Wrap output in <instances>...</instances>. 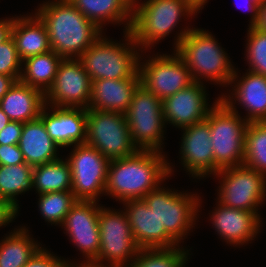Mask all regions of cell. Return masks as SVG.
I'll return each instance as SVG.
<instances>
[{"instance_id":"obj_1","label":"cell","mask_w":266,"mask_h":267,"mask_svg":"<svg viewBox=\"0 0 266 267\" xmlns=\"http://www.w3.org/2000/svg\"><path fill=\"white\" fill-rule=\"evenodd\" d=\"M165 152L138 150L135 154L110 160L105 195L118 202L143 199L174 172Z\"/></svg>"},{"instance_id":"obj_2","label":"cell","mask_w":266,"mask_h":267,"mask_svg":"<svg viewBox=\"0 0 266 267\" xmlns=\"http://www.w3.org/2000/svg\"><path fill=\"white\" fill-rule=\"evenodd\" d=\"M35 14L45 24L51 49L63 59L79 58L104 32L69 0H49Z\"/></svg>"},{"instance_id":"obj_3","label":"cell","mask_w":266,"mask_h":267,"mask_svg":"<svg viewBox=\"0 0 266 267\" xmlns=\"http://www.w3.org/2000/svg\"><path fill=\"white\" fill-rule=\"evenodd\" d=\"M177 33L173 50L185 62L193 81L204 83L205 80L230 88L236 67L215 35L192 26H184Z\"/></svg>"},{"instance_id":"obj_4","label":"cell","mask_w":266,"mask_h":267,"mask_svg":"<svg viewBox=\"0 0 266 267\" xmlns=\"http://www.w3.org/2000/svg\"><path fill=\"white\" fill-rule=\"evenodd\" d=\"M141 1L133 6L130 32L144 53L169 36L182 18L200 13L187 0Z\"/></svg>"},{"instance_id":"obj_5","label":"cell","mask_w":266,"mask_h":267,"mask_svg":"<svg viewBox=\"0 0 266 267\" xmlns=\"http://www.w3.org/2000/svg\"><path fill=\"white\" fill-rule=\"evenodd\" d=\"M123 38L124 42L118 43L102 34L79 57L92 81L132 78L139 71V59L143 51L135 43L130 31L124 32Z\"/></svg>"},{"instance_id":"obj_6","label":"cell","mask_w":266,"mask_h":267,"mask_svg":"<svg viewBox=\"0 0 266 267\" xmlns=\"http://www.w3.org/2000/svg\"><path fill=\"white\" fill-rule=\"evenodd\" d=\"M236 105H226L221 99L209 111L211 144L214 154V174L219 170L243 165L248 121L239 114Z\"/></svg>"},{"instance_id":"obj_7","label":"cell","mask_w":266,"mask_h":267,"mask_svg":"<svg viewBox=\"0 0 266 267\" xmlns=\"http://www.w3.org/2000/svg\"><path fill=\"white\" fill-rule=\"evenodd\" d=\"M161 185L145 195L143 199L156 213L160 228H165V231L178 244L184 243L197 222L202 203L201 196L199 197L198 193L166 189Z\"/></svg>"},{"instance_id":"obj_8","label":"cell","mask_w":266,"mask_h":267,"mask_svg":"<svg viewBox=\"0 0 266 267\" xmlns=\"http://www.w3.org/2000/svg\"><path fill=\"white\" fill-rule=\"evenodd\" d=\"M125 116L132 142L138 150L163 152L166 125L159 97L140 84Z\"/></svg>"},{"instance_id":"obj_9","label":"cell","mask_w":266,"mask_h":267,"mask_svg":"<svg viewBox=\"0 0 266 267\" xmlns=\"http://www.w3.org/2000/svg\"><path fill=\"white\" fill-rule=\"evenodd\" d=\"M98 223L100 249L98 258L93 264L108 267H129L141 248L132 235L125 211L123 209L116 211L101 205Z\"/></svg>"},{"instance_id":"obj_10","label":"cell","mask_w":266,"mask_h":267,"mask_svg":"<svg viewBox=\"0 0 266 267\" xmlns=\"http://www.w3.org/2000/svg\"><path fill=\"white\" fill-rule=\"evenodd\" d=\"M213 176L220 179L216 201L226 207L254 212L263 220L259 209L266 201V176L244 164L221 169Z\"/></svg>"},{"instance_id":"obj_11","label":"cell","mask_w":266,"mask_h":267,"mask_svg":"<svg viewBox=\"0 0 266 267\" xmlns=\"http://www.w3.org/2000/svg\"><path fill=\"white\" fill-rule=\"evenodd\" d=\"M86 144L96 148L109 161L135 154L125 114L87 109Z\"/></svg>"},{"instance_id":"obj_12","label":"cell","mask_w":266,"mask_h":267,"mask_svg":"<svg viewBox=\"0 0 266 267\" xmlns=\"http://www.w3.org/2000/svg\"><path fill=\"white\" fill-rule=\"evenodd\" d=\"M72 148L65 158L71 170V192L77 200L99 202V197L105 195L109 160L86 143Z\"/></svg>"},{"instance_id":"obj_13","label":"cell","mask_w":266,"mask_h":267,"mask_svg":"<svg viewBox=\"0 0 266 267\" xmlns=\"http://www.w3.org/2000/svg\"><path fill=\"white\" fill-rule=\"evenodd\" d=\"M173 52L171 55L157 52L149 55L148 60L141 54L139 59L141 85L162 101L194 82L183 59Z\"/></svg>"},{"instance_id":"obj_14","label":"cell","mask_w":266,"mask_h":267,"mask_svg":"<svg viewBox=\"0 0 266 267\" xmlns=\"http://www.w3.org/2000/svg\"><path fill=\"white\" fill-rule=\"evenodd\" d=\"M92 80L79 58L62 59L52 87L45 94V105L88 109Z\"/></svg>"},{"instance_id":"obj_15","label":"cell","mask_w":266,"mask_h":267,"mask_svg":"<svg viewBox=\"0 0 266 267\" xmlns=\"http://www.w3.org/2000/svg\"><path fill=\"white\" fill-rule=\"evenodd\" d=\"M100 205L97 201L77 200L61 225L70 241L86 259L82 263H93L98 258Z\"/></svg>"},{"instance_id":"obj_16","label":"cell","mask_w":266,"mask_h":267,"mask_svg":"<svg viewBox=\"0 0 266 267\" xmlns=\"http://www.w3.org/2000/svg\"><path fill=\"white\" fill-rule=\"evenodd\" d=\"M208 95L204 83L194 81L187 88L165 98L162 101L165 125L169 123L181 130L206 119L209 111L220 100L219 96L209 105Z\"/></svg>"},{"instance_id":"obj_17","label":"cell","mask_w":266,"mask_h":267,"mask_svg":"<svg viewBox=\"0 0 266 267\" xmlns=\"http://www.w3.org/2000/svg\"><path fill=\"white\" fill-rule=\"evenodd\" d=\"M181 165L191 177L202 179L214 175V154L209 122L204 119L181 130Z\"/></svg>"},{"instance_id":"obj_18","label":"cell","mask_w":266,"mask_h":267,"mask_svg":"<svg viewBox=\"0 0 266 267\" xmlns=\"http://www.w3.org/2000/svg\"><path fill=\"white\" fill-rule=\"evenodd\" d=\"M240 77L235 69L230 86L233 91L223 93L220 99L226 105H239L246 111L248 122H264L266 120V76L249 70ZM234 84V85H232ZM237 102V103H236Z\"/></svg>"},{"instance_id":"obj_19","label":"cell","mask_w":266,"mask_h":267,"mask_svg":"<svg viewBox=\"0 0 266 267\" xmlns=\"http://www.w3.org/2000/svg\"><path fill=\"white\" fill-rule=\"evenodd\" d=\"M216 204L209 213L210 221L226 244L245 246L260 233L263 223L254 212L226 207L218 201Z\"/></svg>"},{"instance_id":"obj_20","label":"cell","mask_w":266,"mask_h":267,"mask_svg":"<svg viewBox=\"0 0 266 267\" xmlns=\"http://www.w3.org/2000/svg\"><path fill=\"white\" fill-rule=\"evenodd\" d=\"M39 118L48 135L59 148L86 142L87 109L45 105Z\"/></svg>"},{"instance_id":"obj_21","label":"cell","mask_w":266,"mask_h":267,"mask_svg":"<svg viewBox=\"0 0 266 267\" xmlns=\"http://www.w3.org/2000/svg\"><path fill=\"white\" fill-rule=\"evenodd\" d=\"M122 203L132 235L140 248H171L179 245L165 228H160L156 213L144 199H131Z\"/></svg>"},{"instance_id":"obj_22","label":"cell","mask_w":266,"mask_h":267,"mask_svg":"<svg viewBox=\"0 0 266 267\" xmlns=\"http://www.w3.org/2000/svg\"><path fill=\"white\" fill-rule=\"evenodd\" d=\"M140 84L139 71L132 78L93 80L88 109L125 114Z\"/></svg>"},{"instance_id":"obj_23","label":"cell","mask_w":266,"mask_h":267,"mask_svg":"<svg viewBox=\"0 0 266 267\" xmlns=\"http://www.w3.org/2000/svg\"><path fill=\"white\" fill-rule=\"evenodd\" d=\"M10 35L22 61L52 50L46 26L35 13L14 17Z\"/></svg>"},{"instance_id":"obj_24","label":"cell","mask_w":266,"mask_h":267,"mask_svg":"<svg viewBox=\"0 0 266 267\" xmlns=\"http://www.w3.org/2000/svg\"><path fill=\"white\" fill-rule=\"evenodd\" d=\"M18 146L21 149L25 163L32 167L61 158L59 157V146L48 135L39 117L23 123Z\"/></svg>"},{"instance_id":"obj_25","label":"cell","mask_w":266,"mask_h":267,"mask_svg":"<svg viewBox=\"0 0 266 267\" xmlns=\"http://www.w3.org/2000/svg\"><path fill=\"white\" fill-rule=\"evenodd\" d=\"M45 106V94L16 81L0 100V108L11 121L26 123L37 119Z\"/></svg>"},{"instance_id":"obj_26","label":"cell","mask_w":266,"mask_h":267,"mask_svg":"<svg viewBox=\"0 0 266 267\" xmlns=\"http://www.w3.org/2000/svg\"><path fill=\"white\" fill-rule=\"evenodd\" d=\"M77 10L99 29L108 24H124L130 31L133 7L126 0H69Z\"/></svg>"},{"instance_id":"obj_27","label":"cell","mask_w":266,"mask_h":267,"mask_svg":"<svg viewBox=\"0 0 266 267\" xmlns=\"http://www.w3.org/2000/svg\"><path fill=\"white\" fill-rule=\"evenodd\" d=\"M27 227L19 226L0 240V267H24L42 247Z\"/></svg>"},{"instance_id":"obj_28","label":"cell","mask_w":266,"mask_h":267,"mask_svg":"<svg viewBox=\"0 0 266 267\" xmlns=\"http://www.w3.org/2000/svg\"><path fill=\"white\" fill-rule=\"evenodd\" d=\"M62 59L53 50L26 58L22 61L19 81L46 94L55 81Z\"/></svg>"},{"instance_id":"obj_29","label":"cell","mask_w":266,"mask_h":267,"mask_svg":"<svg viewBox=\"0 0 266 267\" xmlns=\"http://www.w3.org/2000/svg\"><path fill=\"white\" fill-rule=\"evenodd\" d=\"M33 190L38 194L59 191H71L72 176L67 160L60 158L56 161L37 165L32 172Z\"/></svg>"},{"instance_id":"obj_30","label":"cell","mask_w":266,"mask_h":267,"mask_svg":"<svg viewBox=\"0 0 266 267\" xmlns=\"http://www.w3.org/2000/svg\"><path fill=\"white\" fill-rule=\"evenodd\" d=\"M33 167L26 163L12 166L0 165V199L19 210V194L33 190Z\"/></svg>"},{"instance_id":"obj_31","label":"cell","mask_w":266,"mask_h":267,"mask_svg":"<svg viewBox=\"0 0 266 267\" xmlns=\"http://www.w3.org/2000/svg\"><path fill=\"white\" fill-rule=\"evenodd\" d=\"M190 249L174 246L171 248H141L129 267H186Z\"/></svg>"},{"instance_id":"obj_32","label":"cell","mask_w":266,"mask_h":267,"mask_svg":"<svg viewBox=\"0 0 266 267\" xmlns=\"http://www.w3.org/2000/svg\"><path fill=\"white\" fill-rule=\"evenodd\" d=\"M243 164L266 176V124L264 122H248Z\"/></svg>"},{"instance_id":"obj_33","label":"cell","mask_w":266,"mask_h":267,"mask_svg":"<svg viewBox=\"0 0 266 267\" xmlns=\"http://www.w3.org/2000/svg\"><path fill=\"white\" fill-rule=\"evenodd\" d=\"M38 208L41 216L51 225L61 226L77 199L71 191L38 194Z\"/></svg>"},{"instance_id":"obj_34","label":"cell","mask_w":266,"mask_h":267,"mask_svg":"<svg viewBox=\"0 0 266 267\" xmlns=\"http://www.w3.org/2000/svg\"><path fill=\"white\" fill-rule=\"evenodd\" d=\"M247 29L245 48V58L249 66L247 70L266 76V31L255 26Z\"/></svg>"},{"instance_id":"obj_35","label":"cell","mask_w":266,"mask_h":267,"mask_svg":"<svg viewBox=\"0 0 266 267\" xmlns=\"http://www.w3.org/2000/svg\"><path fill=\"white\" fill-rule=\"evenodd\" d=\"M21 68L22 60L10 35L0 43V74L12 76L16 81H19Z\"/></svg>"},{"instance_id":"obj_36","label":"cell","mask_w":266,"mask_h":267,"mask_svg":"<svg viewBox=\"0 0 266 267\" xmlns=\"http://www.w3.org/2000/svg\"><path fill=\"white\" fill-rule=\"evenodd\" d=\"M70 260L61 259L45 247H41L24 267H66Z\"/></svg>"},{"instance_id":"obj_37","label":"cell","mask_w":266,"mask_h":267,"mask_svg":"<svg viewBox=\"0 0 266 267\" xmlns=\"http://www.w3.org/2000/svg\"><path fill=\"white\" fill-rule=\"evenodd\" d=\"M25 163L18 144L0 145V165H17Z\"/></svg>"},{"instance_id":"obj_38","label":"cell","mask_w":266,"mask_h":267,"mask_svg":"<svg viewBox=\"0 0 266 267\" xmlns=\"http://www.w3.org/2000/svg\"><path fill=\"white\" fill-rule=\"evenodd\" d=\"M23 123L10 121L6 127L0 131V145H15L19 143Z\"/></svg>"},{"instance_id":"obj_39","label":"cell","mask_w":266,"mask_h":267,"mask_svg":"<svg viewBox=\"0 0 266 267\" xmlns=\"http://www.w3.org/2000/svg\"><path fill=\"white\" fill-rule=\"evenodd\" d=\"M19 211L20 210L15 208L8 201L0 199V228L8 226V224L10 225L11 222H14Z\"/></svg>"},{"instance_id":"obj_40","label":"cell","mask_w":266,"mask_h":267,"mask_svg":"<svg viewBox=\"0 0 266 267\" xmlns=\"http://www.w3.org/2000/svg\"><path fill=\"white\" fill-rule=\"evenodd\" d=\"M261 0H246L247 10L251 11V20L248 27L255 26L258 21L259 5Z\"/></svg>"},{"instance_id":"obj_41","label":"cell","mask_w":266,"mask_h":267,"mask_svg":"<svg viewBox=\"0 0 266 267\" xmlns=\"http://www.w3.org/2000/svg\"><path fill=\"white\" fill-rule=\"evenodd\" d=\"M13 19L14 17L0 19V43L10 36Z\"/></svg>"},{"instance_id":"obj_42","label":"cell","mask_w":266,"mask_h":267,"mask_svg":"<svg viewBox=\"0 0 266 267\" xmlns=\"http://www.w3.org/2000/svg\"><path fill=\"white\" fill-rule=\"evenodd\" d=\"M16 80L12 76L0 74V100L14 85Z\"/></svg>"},{"instance_id":"obj_43","label":"cell","mask_w":266,"mask_h":267,"mask_svg":"<svg viewBox=\"0 0 266 267\" xmlns=\"http://www.w3.org/2000/svg\"><path fill=\"white\" fill-rule=\"evenodd\" d=\"M260 30L266 31V0H261L258 12V21L255 25Z\"/></svg>"},{"instance_id":"obj_44","label":"cell","mask_w":266,"mask_h":267,"mask_svg":"<svg viewBox=\"0 0 266 267\" xmlns=\"http://www.w3.org/2000/svg\"><path fill=\"white\" fill-rule=\"evenodd\" d=\"M73 261L72 263H67L66 267H108V266H99L93 263H82L80 261L76 262Z\"/></svg>"},{"instance_id":"obj_45","label":"cell","mask_w":266,"mask_h":267,"mask_svg":"<svg viewBox=\"0 0 266 267\" xmlns=\"http://www.w3.org/2000/svg\"><path fill=\"white\" fill-rule=\"evenodd\" d=\"M198 12L204 8L208 0H187Z\"/></svg>"},{"instance_id":"obj_46","label":"cell","mask_w":266,"mask_h":267,"mask_svg":"<svg viewBox=\"0 0 266 267\" xmlns=\"http://www.w3.org/2000/svg\"><path fill=\"white\" fill-rule=\"evenodd\" d=\"M11 120L9 119V117L3 112V110L0 108V131L7 126V124L10 122Z\"/></svg>"},{"instance_id":"obj_47","label":"cell","mask_w":266,"mask_h":267,"mask_svg":"<svg viewBox=\"0 0 266 267\" xmlns=\"http://www.w3.org/2000/svg\"><path fill=\"white\" fill-rule=\"evenodd\" d=\"M126 1L133 7L137 0H126Z\"/></svg>"}]
</instances>
